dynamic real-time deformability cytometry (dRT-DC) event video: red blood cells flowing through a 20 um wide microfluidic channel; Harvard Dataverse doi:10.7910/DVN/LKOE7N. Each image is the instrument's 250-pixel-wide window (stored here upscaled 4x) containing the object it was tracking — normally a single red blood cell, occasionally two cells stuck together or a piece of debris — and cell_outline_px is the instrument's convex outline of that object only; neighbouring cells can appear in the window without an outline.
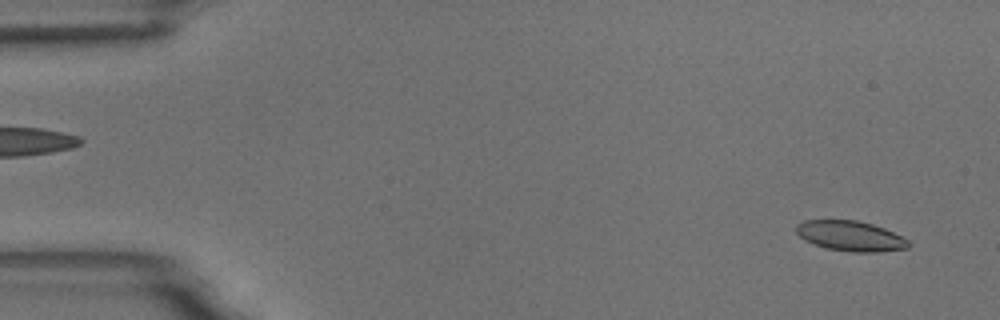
{"species": "common noctule bat (a hibernating species)", "species_latin": "Nyctalus noctula", "temperature_condition": "room temperature", "stored_images_in_passage": 4, "segment_of_instrument_passage": [2, 2], "camera_frame_rate_fps": 3000, "um_per_image_px": 0.085, "animal": {"sex": "male", "body_mass_g": 18.8}, "frame": {"image": 1, "passage_image": 4, "time_ms": 3.667, "image_size_px": [1000, 320], "cell_outline_px": [[912, 244], [908, 248], [880, 252], [852, 252], [828, 248], [804, 240], [796, 232], [796, 224], [804, 220], [856, 220], [872, 224], [884, 228], [908, 240]], "centroid_in_image_um": [72.3, 20.06], "position_along_channel_um": 12.7, "area_um2": 19.65}}